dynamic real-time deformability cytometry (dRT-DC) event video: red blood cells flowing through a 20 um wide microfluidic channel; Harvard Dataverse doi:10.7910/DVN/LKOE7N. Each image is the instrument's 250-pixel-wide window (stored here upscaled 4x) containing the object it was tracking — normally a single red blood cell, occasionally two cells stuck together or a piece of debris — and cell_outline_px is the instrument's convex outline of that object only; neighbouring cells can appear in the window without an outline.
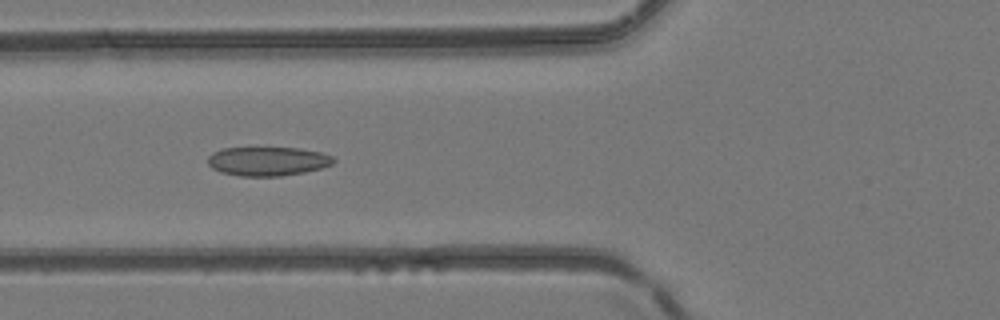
{"species": "common noctule bat (a hibernating species)", "species_latin": "Nyctalus noctula", "temperature_condition": "room temperature", "stored_images_in_passage": 47, "camera_frame_rate_fps": 3000, "um_per_image_px": 0.085, "animal": {"sex": "female", "body_mass_g": 24.6, "forearm_length_mm": 56.2}, "frame": {"image": 1, "passage_image": 18, "time_ms": 5.667, "image_size_px": [1000, 320], "cell_outline_px": [[336, 160], [332, 164], [320, 168], [304, 172], [280, 176], [240, 176], [220, 172], [212, 168], [208, 164], [208, 156], [212, 152], [220, 148], [300, 148], [320, 152], [332, 156]], "centroid_in_image_um": [22.72, 13.7], "position_along_channel_um": 103.1, "area_um2": 21.27}}
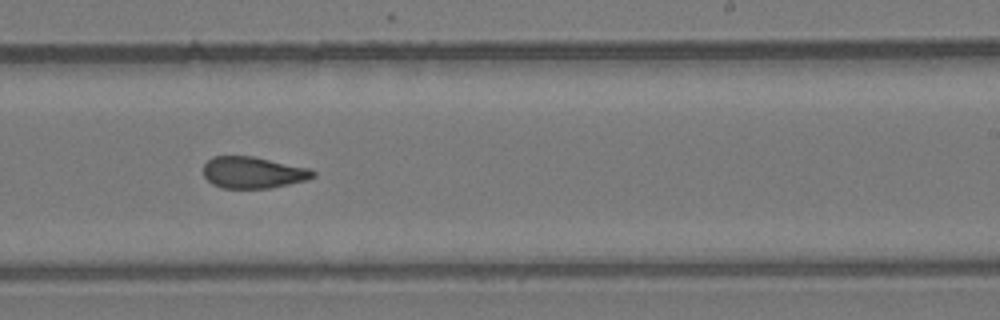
{"frame": {"image": 2, "passage_image": 29, "time_ms": 9.333, "image_size_px": [1000, 320], "cell_outline_px": [[316, 176], [308, 180], [268, 188], [220, 188], [212, 184], [204, 176], [204, 164], [212, 156], [252, 156], [308, 168], [316, 172]], "centroid_in_image_um": [21.5, 14.66], "position_along_channel_um": 267.5, "area_um2": 20.11}}
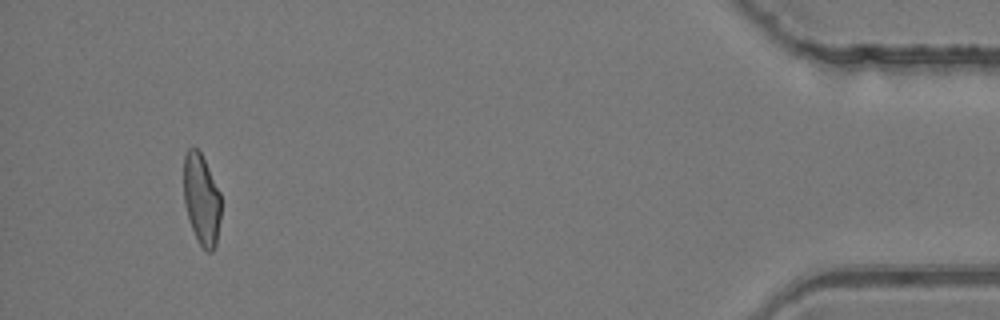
{"frame": {"image": 3, "passage_image": 44, "time_ms": 14.333, "image_size_px": [1000, 320], "cell_outline_px": [[220, 220], [216, 244], [212, 252], [208, 252], [200, 244], [192, 228], [184, 204], [184, 156], [188, 148], [196, 148], [200, 152], [220, 192]], "centroid_in_image_um": [17.13, 16.95], "position_along_channel_um": 418.1, "area_um2": 19.48}}